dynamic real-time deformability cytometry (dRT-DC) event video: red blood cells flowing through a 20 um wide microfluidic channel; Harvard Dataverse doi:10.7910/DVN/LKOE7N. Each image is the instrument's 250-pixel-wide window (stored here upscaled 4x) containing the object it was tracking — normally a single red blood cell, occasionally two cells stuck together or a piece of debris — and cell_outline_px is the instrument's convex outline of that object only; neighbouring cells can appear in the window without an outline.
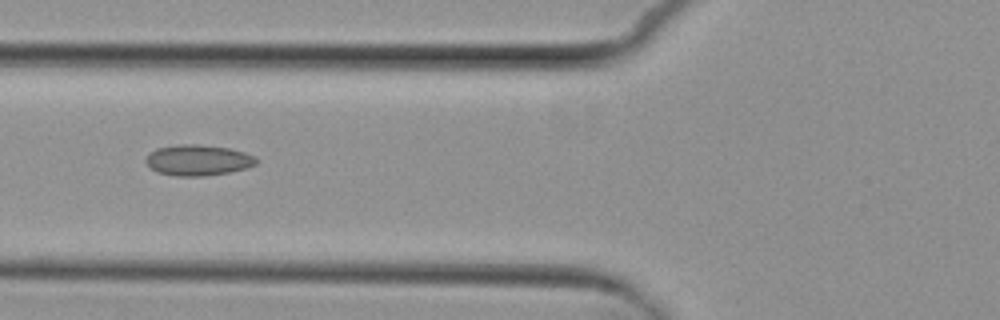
{"species": "common noctule bat (a hibernating species)", "species_latin": "Nyctalus noctula", "temperature_condition": "cold", "stored_images_in_passage": 7, "camera_frame_rate_fps": 3000, "um_per_image_px": 0.085, "animal": {"sex": "female", "body_mass_g": 29.2, "forearm_length_mm": 56.3}, "frame": {"image": 1, "passage_image": 5, "time_ms": 4.667, "image_size_px": [1000, 320], "cell_outline_px": [[256, 164], [248, 168], [228, 172], [204, 176], [176, 176], [156, 172], [144, 160], [148, 152], [156, 148], [180, 144], [200, 144], [228, 148], [244, 152], [252, 156], [256, 160]], "centroid_in_image_um": [16.78, 13.61], "position_along_channel_um": 109.0, "area_um2": 19.83}}
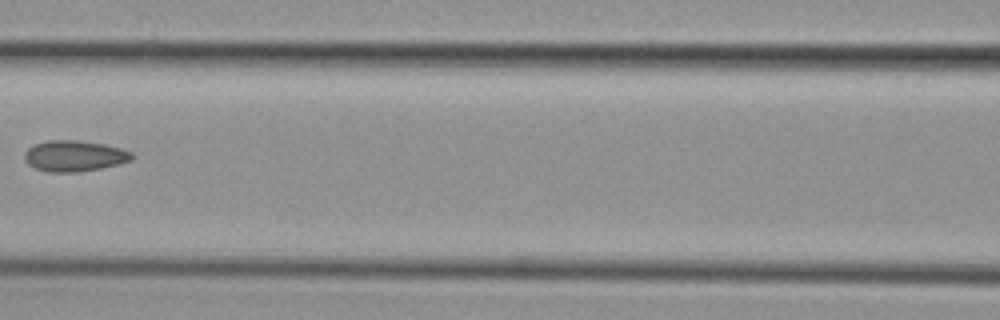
{"frame": {"image": 2, "passage_image": 6, "time_ms": 6.0, "image_size_px": [1000, 320], "cell_outline_px": [[132, 160], [120, 164], [100, 168], [76, 172], [44, 172], [28, 164], [24, 160], [24, 152], [28, 148], [36, 144], [48, 140], [76, 140], [104, 144], [120, 148], [132, 152]], "centroid_in_image_um": [6.3, 13.26], "position_along_channel_um": 160.3, "area_um2": 19.36}}
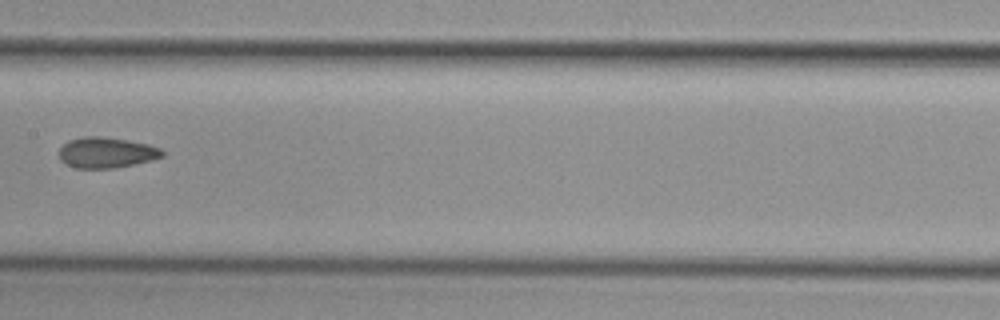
{"frame": {"image": 3, "passage_image": 7, "time_ms": 7.0, "image_size_px": [1000, 320], "cell_outline_px": [[164, 156], [152, 160], [112, 168], [76, 168], [60, 160], [60, 148], [68, 140], [84, 136], [100, 136], [128, 140], [148, 144], [160, 148], [164, 152]], "centroid_in_image_um": [9.05, 12.96], "position_along_channel_um": 198.3, "area_um2": 18.32}}